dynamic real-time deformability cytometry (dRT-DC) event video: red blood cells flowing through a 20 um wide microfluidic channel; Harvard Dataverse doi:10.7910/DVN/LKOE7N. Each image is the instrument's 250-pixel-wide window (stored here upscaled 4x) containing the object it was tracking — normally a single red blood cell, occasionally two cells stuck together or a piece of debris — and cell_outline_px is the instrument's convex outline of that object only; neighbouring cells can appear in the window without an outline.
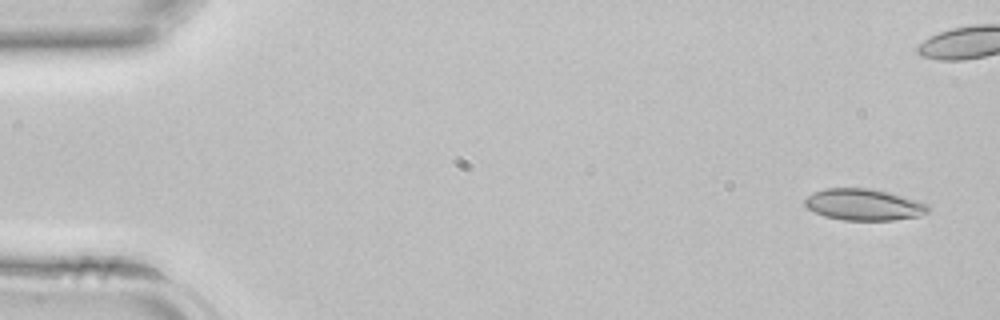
{"species": "common noctule bat (a hibernating species)", "species_latin": "Nyctalus noctula", "temperature_condition": "room temperature", "stored_images_in_passage": 11, "camera_frame_rate_fps": 3000, "um_per_image_px": 0.085, "animal": {"sex": "female", "body_mass_g": 22.7, "forearm_length_mm": 54.2}, "frame": {"image": 1, "passage_image": 2, "time_ms": 0.333, "image_size_px": [1000, 320], "cell_outline_px": [[932, 208], [928, 212], [920, 216], [892, 220], [840, 220], [824, 216], [808, 208], [804, 204], [804, 200], [808, 196], [824, 188], [872, 188], [888, 192], [916, 200], [928, 204]], "centroid_in_image_um": [73.45, 17.4], "position_along_channel_um": 11.6, "area_um2": 22.66}}